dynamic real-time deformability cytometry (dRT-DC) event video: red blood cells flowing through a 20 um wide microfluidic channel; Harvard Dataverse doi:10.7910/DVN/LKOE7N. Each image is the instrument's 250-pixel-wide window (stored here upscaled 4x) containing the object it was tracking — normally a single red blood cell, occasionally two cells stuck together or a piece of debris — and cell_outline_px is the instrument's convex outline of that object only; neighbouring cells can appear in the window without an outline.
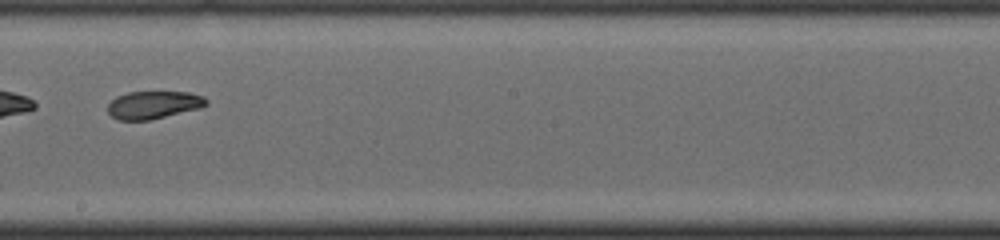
{"species": "common noctule bat (a hibernating species)", "species_latin": "Nyctalus noctula", "temperature_condition": "cold", "stored_images_in_passage": 43, "segment_of_instrument_passage": [2, 2], "camera_frame_rate_fps": 3000, "um_per_image_px": 0.085, "animal": {"sex": "male", "body_mass_g": 19.0, "forearm_length_mm": 50.8}, "frame": {"image": 1, "passage_image": 21, "time_ms": 6.667, "image_size_px": [1000, 240], "cell_outline_px": [[208, 104], [200, 108], [148, 120], [120, 120], [112, 116], [108, 112], [108, 104], [116, 96], [128, 92], [188, 92], [204, 96], [208, 100]], "centroid_in_image_um": [13.06, 8.9], "position_along_channel_um": 235.1, "area_um2": 15.84}}
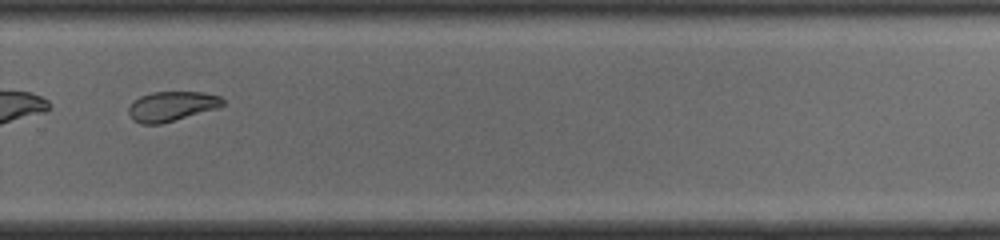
{"frame": {"image": 2, "passage_image": 27, "time_ms": 8.667, "image_size_px": [1000, 240], "cell_outline_px": [[224, 104], [220, 108], [160, 124], [140, 124], [132, 120], [128, 112], [128, 108], [140, 96], [152, 92], [204, 92], [220, 96], [224, 100]], "centroid_in_image_um": [14.62, 9.04], "position_along_channel_um": 315.2, "area_um2": 16.42}}
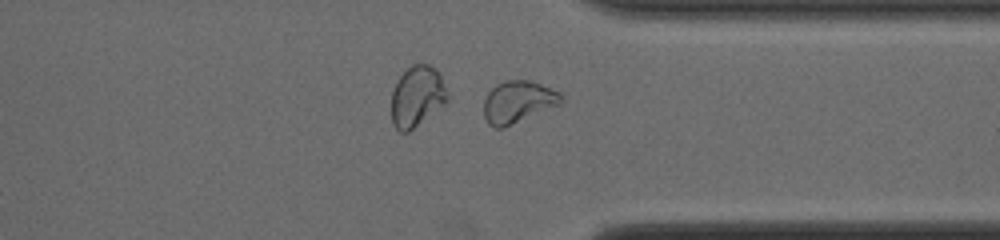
{"frame": {"image": 3, "passage_image": 31, "time_ms": 10.0, "image_size_px": [1000, 240], "cell_outline_px": [[560, 104], [504, 128], [496, 128], [488, 124], [484, 116], [484, 100], [488, 92], [496, 84], [508, 80], [532, 80], [560, 92]], "centroid_in_image_um": [44.0, 8.66], "position_along_channel_um": 367.4, "area_um2": 18.84}}